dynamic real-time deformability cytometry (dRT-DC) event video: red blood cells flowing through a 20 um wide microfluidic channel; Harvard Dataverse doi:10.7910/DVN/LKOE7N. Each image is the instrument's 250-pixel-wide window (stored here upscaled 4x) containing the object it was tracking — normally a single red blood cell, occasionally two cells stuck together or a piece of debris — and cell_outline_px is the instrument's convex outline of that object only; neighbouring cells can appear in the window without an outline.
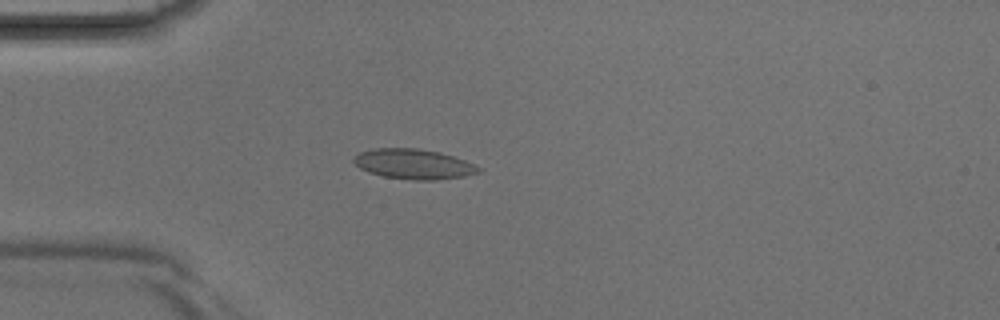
{"species": "Egyptian fruit bat (a non-hibernating species)", "species_latin": "Rousettus aegyptiacus", "temperature_condition": "room temperature", "stored_images_in_passage": 3, "camera_frame_rate_fps": 3000, "um_per_image_px": 0.085, "animal": {"sex": "male"}, "frame": {"image": 1, "passage_image": 3, "time_ms": 0.667, "image_size_px": [1000, 320], "cell_outline_px": [[484, 168], [480, 172], [464, 176], [436, 180], [412, 180], [384, 176], [368, 172], [360, 168], [352, 160], [360, 152], [376, 148], [416, 148], [440, 152], [464, 160]], "centroid_in_image_um": [35.19, 13.95], "position_along_channel_um": 49.8, "area_um2": 21.79}}